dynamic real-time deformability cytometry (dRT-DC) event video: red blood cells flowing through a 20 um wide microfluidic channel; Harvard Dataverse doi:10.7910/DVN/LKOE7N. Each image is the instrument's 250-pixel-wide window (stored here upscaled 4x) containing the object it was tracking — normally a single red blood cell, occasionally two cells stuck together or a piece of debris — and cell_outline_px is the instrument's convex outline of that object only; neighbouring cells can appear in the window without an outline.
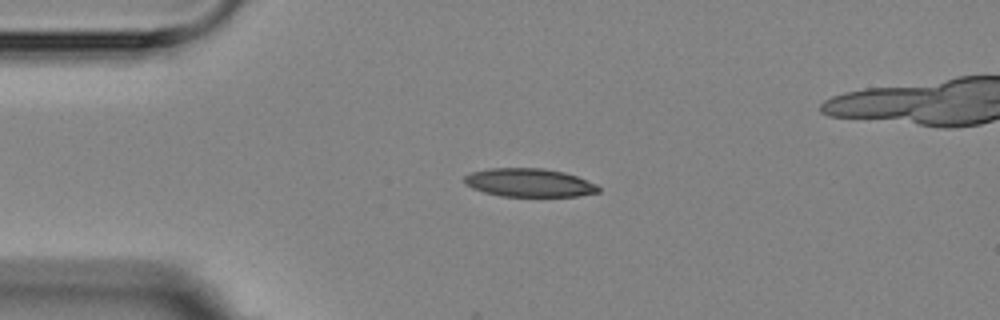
{"species": "Egyptian fruit bat (a non-hibernating species)", "species_latin": "Rousettus aegyptiacus", "temperature_condition": "room temperature", "stored_images_in_passage": 4, "camera_frame_rate_fps": 3000, "um_per_image_px": 0.085, "animal": {"sex": "female"}, "frame": {"image": 1, "passage_image": 3, "time_ms": 2.0, "image_size_px": [1000, 320], "cell_outline_px": [[600, 192], [576, 196], [500, 196], [484, 192], [472, 188], [464, 184], [464, 176], [472, 172], [488, 168], [544, 168], [564, 172], [576, 176], [596, 184], [600, 188]], "centroid_in_image_um": [44.96, 15.52], "position_along_channel_um": 40.0, "area_um2": 22.2}}